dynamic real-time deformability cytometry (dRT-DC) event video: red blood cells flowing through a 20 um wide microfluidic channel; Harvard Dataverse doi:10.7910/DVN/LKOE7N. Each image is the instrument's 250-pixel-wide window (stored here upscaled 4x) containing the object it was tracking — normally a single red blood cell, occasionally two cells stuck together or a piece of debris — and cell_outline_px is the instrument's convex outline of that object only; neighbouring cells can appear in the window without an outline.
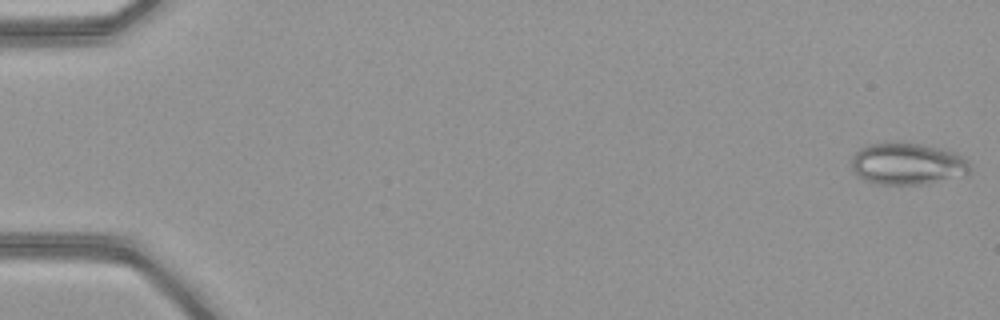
{"species": "common noctule bat (a hibernating species)", "species_latin": "Nyctalus noctula", "temperature_condition": "warm", "stored_images_in_passage": 51, "camera_frame_rate_fps": 3000, "um_per_image_px": 0.085, "animal": {"sex": "female", "body_mass_g": 21.9}, "frame": {"image": 1, "passage_image": 1, "time_ms": 0.0, "image_size_px": [1000, 320], "cell_outline_px": [[968, 176], [928, 184], [876, 184], [864, 180], [856, 176], [852, 168], [852, 156], [860, 148], [868, 144], [880, 140], [900, 140], [944, 148], [956, 152], [964, 156], [968, 160]], "centroid_in_image_um": [77.14, 13.89], "position_along_channel_um": 7.9, "area_um2": 30.17}}
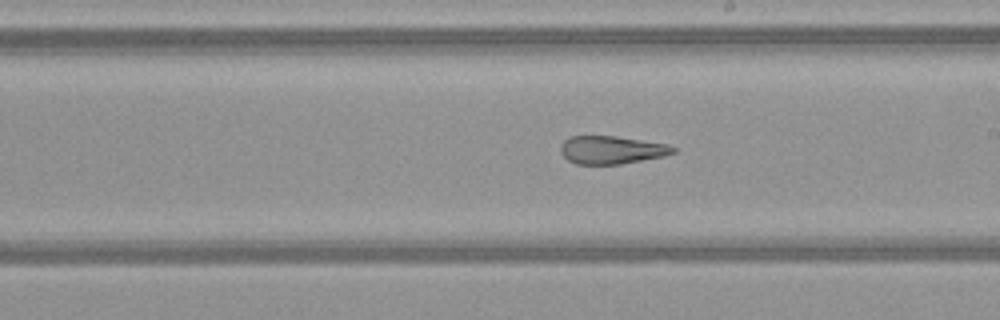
{"frame": {"image": 2, "passage_image": 30, "time_ms": 9.667, "image_size_px": [1000, 320], "cell_outline_px": [[676, 152], [664, 156], [620, 164], [576, 164], [568, 160], [560, 152], [560, 144], [568, 136], [616, 136], [668, 144], [676, 148]], "centroid_in_image_um": [51.97, 12.73], "position_along_channel_um": 237.0, "area_um2": 18.44}}
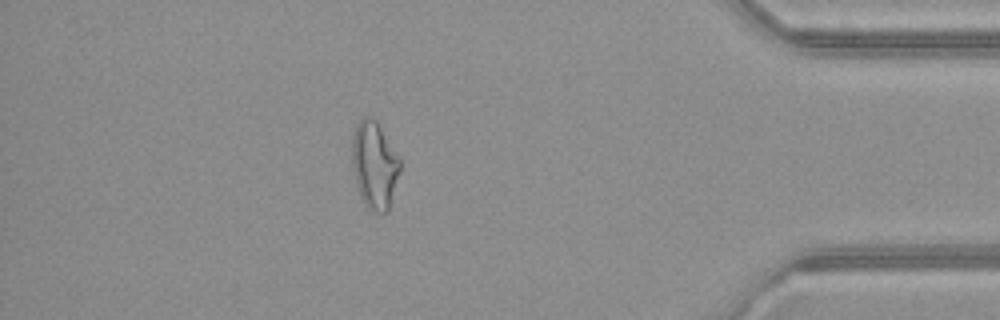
{"frame": {"image": 3, "passage_image": 45, "time_ms": 14.667, "image_size_px": [1000, 320], "cell_outline_px": [[400, 172], [388, 212], [376, 212], [368, 208], [364, 204], [360, 196], [352, 164], [352, 136], [360, 120], [364, 116], [372, 116], [376, 120], [400, 156]], "centroid_in_image_um": [31.85, 14.01], "position_along_channel_um": 403.4, "area_um2": 24.45}, "authors_computed_cell_mechanics": {"area_um2": 24.4494, "velocity_mm_per_s": 4.106, "shape_relaxation_time_tau1_ms": null, "shape_relaxation_time_tau2_ms": 1.7928, "deformation_change_tau1": null, "deformation_change_tau2": 0.1218}}